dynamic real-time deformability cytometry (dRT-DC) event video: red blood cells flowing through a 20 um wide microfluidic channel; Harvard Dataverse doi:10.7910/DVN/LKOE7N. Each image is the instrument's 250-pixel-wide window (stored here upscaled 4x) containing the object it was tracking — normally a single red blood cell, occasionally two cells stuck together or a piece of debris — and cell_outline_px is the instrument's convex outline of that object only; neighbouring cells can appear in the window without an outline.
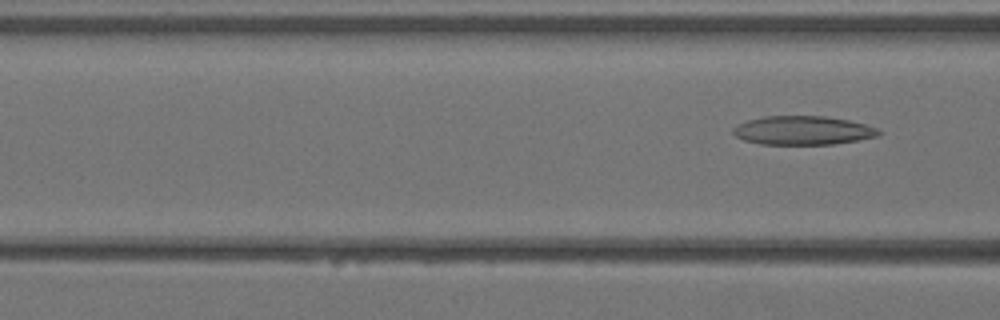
{"species": "Egyptian fruit bat (a non-hibernating species)", "species_latin": "Rousettus aegyptiacus", "temperature_condition": "warm", "stored_images_in_passage": 6, "segment_of_instrument_passage": [2, 2], "camera_frame_rate_fps": 3000, "um_per_image_px": 0.085, "animal": {"sex": "female"}, "frame": {"image": 1, "passage_image": 6, "time_ms": 1.667, "image_size_px": [1000, 320], "cell_outline_px": [[880, 132], [876, 136], [860, 140], [832, 144], [760, 144], [744, 140], [736, 136], [732, 132], [732, 128], [748, 120], [764, 116], [824, 116], [848, 120], [864, 124], [876, 128]], "centroid_in_image_um": [68.22, 11.08], "position_along_channel_um": 98.4, "area_um2": 24.22}}